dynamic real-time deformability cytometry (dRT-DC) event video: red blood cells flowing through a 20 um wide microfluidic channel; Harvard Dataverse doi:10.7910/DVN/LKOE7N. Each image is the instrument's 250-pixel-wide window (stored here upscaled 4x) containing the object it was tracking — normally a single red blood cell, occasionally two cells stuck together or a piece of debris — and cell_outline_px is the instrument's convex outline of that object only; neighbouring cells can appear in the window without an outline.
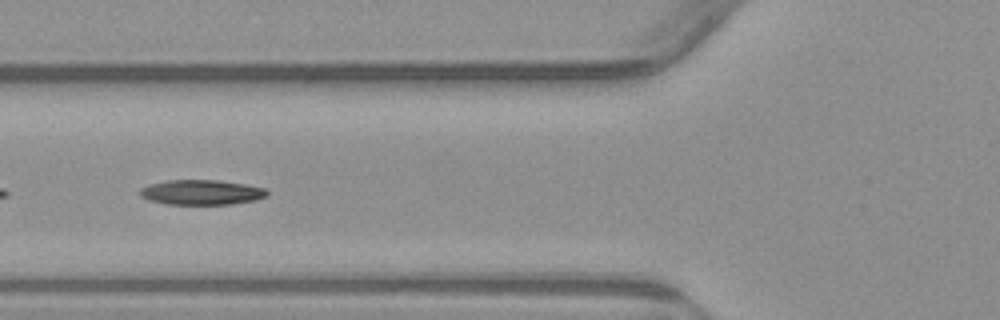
{"species": "common noctule bat (a hibernating species)", "species_latin": "Nyctalus noctula", "temperature_condition": "warm", "stored_images_in_passage": 27, "camera_frame_rate_fps": 3000, "um_per_image_px": 0.085, "animal": {"sex": "male", "body_mass_g": 23.1, "forearm_length_mm": 52.7}, "frame": {"image": 1, "passage_image": 8, "time_ms": 2.333, "image_size_px": [1000, 320], "cell_outline_px": [[268, 196], [256, 200], [232, 204], [168, 204], [148, 200], [140, 196], [140, 188], [148, 184], [168, 180], [220, 180], [244, 184], [264, 188], [268, 192]], "centroid_in_image_um": [17.12, 16.34], "position_along_channel_um": 108.7, "area_um2": 18.55}}